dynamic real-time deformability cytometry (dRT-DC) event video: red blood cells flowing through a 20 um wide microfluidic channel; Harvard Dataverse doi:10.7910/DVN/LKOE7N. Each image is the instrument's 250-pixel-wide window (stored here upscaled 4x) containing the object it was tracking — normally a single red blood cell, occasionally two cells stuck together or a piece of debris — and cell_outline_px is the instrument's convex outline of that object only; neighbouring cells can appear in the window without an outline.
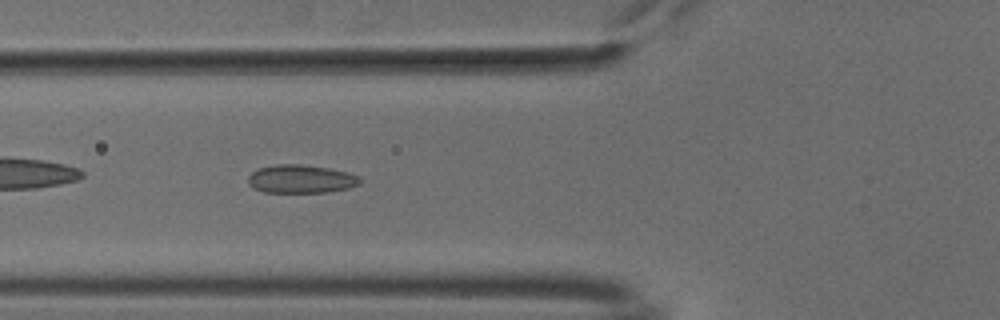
{"species": "common noctule bat (a hibernating species)", "species_latin": "Nyctalus noctula", "temperature_condition": "cold", "stored_images_in_passage": 38, "camera_frame_rate_fps": 3000, "um_per_image_px": 0.085, "animal": {"sex": "male", "body_mass_g": 18.8}, "frame": {"image": 1, "passage_image": 5, "time_ms": 1.333, "image_size_px": [1000, 320], "cell_outline_px": [[360, 184], [348, 188], [328, 192], [264, 192], [252, 188], [248, 184], [248, 176], [252, 172], [260, 168], [276, 164], [300, 164], [328, 168], [348, 172], [360, 176]], "centroid_in_image_um": [25.57, 15.21], "position_along_channel_um": 100.2, "area_um2": 18.5}}
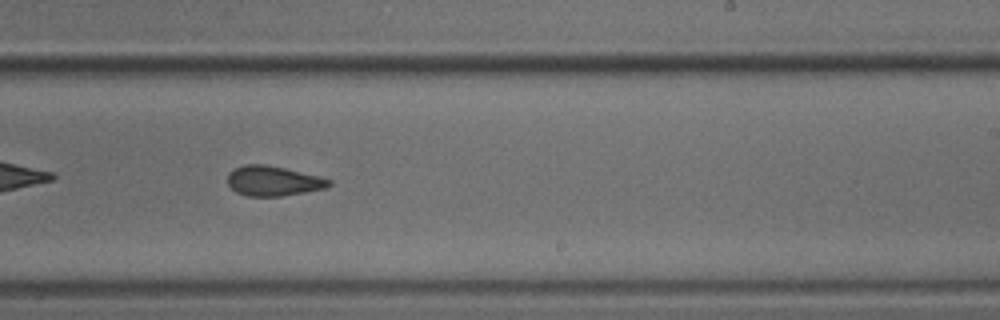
{"frame": {"image": 2, "passage_image": 18, "time_ms": 5.667, "image_size_px": [1000, 320], "cell_outline_px": [[332, 184], [328, 188], [280, 196], [248, 196], [236, 192], [228, 184], [228, 172], [244, 164], [264, 164], [284, 168], [332, 180]], "centroid_in_image_um": [23.21, 15.38], "position_along_channel_um": 265.8, "area_um2": 17.51}}
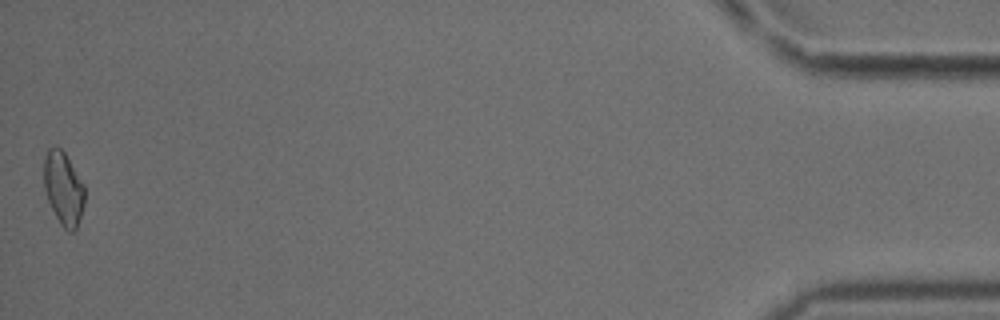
{"frame": {"image": 3, "passage_image": 38, "time_ms": 12.333, "image_size_px": [1000, 320], "cell_outline_px": [[84, 204], [76, 228], [72, 232], [68, 232], [60, 224], [48, 200], [44, 188], [44, 156], [48, 148], [56, 144], [64, 152], [84, 184]], "centroid_in_image_um": [5.38, 15.98], "position_along_channel_um": 429.8, "area_um2": 17.34}, "authors_computed_cell_mechanics": {"area_um2": 17.6579, "velocity_mm_per_s": 3.8099, "shape_relaxation_time_tau1_ms": null, "shape_relaxation_time_tau2_ms": 3.4246, "deformation_change_tau1": null, "deformation_change_tau2": 0.1021}}